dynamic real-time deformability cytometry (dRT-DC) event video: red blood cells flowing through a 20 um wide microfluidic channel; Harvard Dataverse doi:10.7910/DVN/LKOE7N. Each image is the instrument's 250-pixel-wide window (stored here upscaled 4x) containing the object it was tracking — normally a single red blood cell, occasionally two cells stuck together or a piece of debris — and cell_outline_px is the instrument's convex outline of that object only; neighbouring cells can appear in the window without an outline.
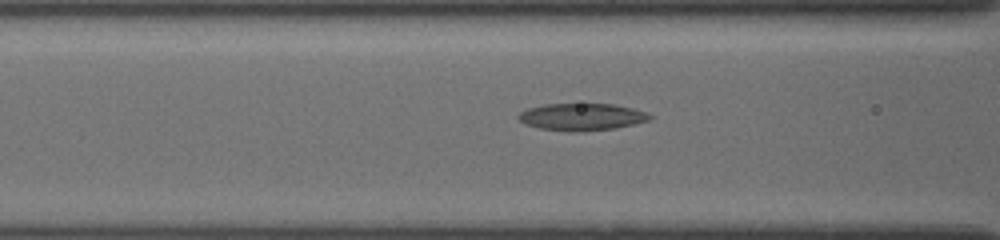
{"species": "common noctule bat (a hibernating species)", "species_latin": "Nyctalus noctula", "temperature_condition": "cold", "stored_images_in_passage": 21, "segment_of_instrument_passage": [1, 2], "camera_frame_rate_fps": 3000, "um_per_image_px": 0.085, "animal": {"sex": "female", "body_mass_g": 19.5, "forearm_length_mm": 54.1}, "frame": {"image": 1, "passage_image": 13, "time_ms": 4.667, "image_size_px": [1000, 240], "cell_outline_px": [[652, 116], [648, 120], [616, 128], [584, 132], [568, 132], [540, 128], [528, 124], [520, 120], [516, 116], [520, 112], [528, 108], [544, 104], [612, 104], [632, 108], [644, 112]], "centroid_in_image_um": [49.42, 9.94], "position_along_channel_um": 117.2, "area_um2": 20.63}}
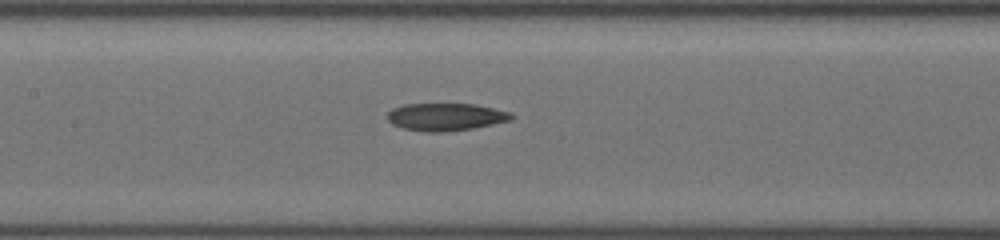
{"frame": {"image": 2, "passage_image": 16, "time_ms": 6.0, "image_size_px": [1000, 240], "cell_outline_px": [[516, 116], [512, 120], [472, 128], [448, 132], [424, 132], [404, 128], [392, 124], [388, 120], [388, 112], [392, 108], [404, 104], [476, 104], [512, 112]], "centroid_in_image_um": [37.92, 9.93], "position_along_channel_um": 169.5, "area_um2": 20.06}}
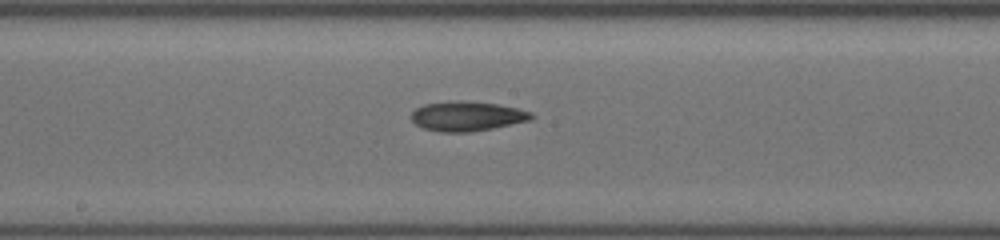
{"frame": {"image": 3, "passage_image": 19, "time_ms": 7.0, "image_size_px": [1000, 240], "cell_outline_px": [[536, 116], [532, 120], [472, 132], [440, 132], [420, 128], [412, 120], [412, 112], [416, 108], [424, 104], [456, 100], [464, 100], [496, 104], [516, 108], [532, 112]], "centroid_in_image_um": [39.7, 9.88], "position_along_channel_um": 208.5, "area_um2": 20.92}}